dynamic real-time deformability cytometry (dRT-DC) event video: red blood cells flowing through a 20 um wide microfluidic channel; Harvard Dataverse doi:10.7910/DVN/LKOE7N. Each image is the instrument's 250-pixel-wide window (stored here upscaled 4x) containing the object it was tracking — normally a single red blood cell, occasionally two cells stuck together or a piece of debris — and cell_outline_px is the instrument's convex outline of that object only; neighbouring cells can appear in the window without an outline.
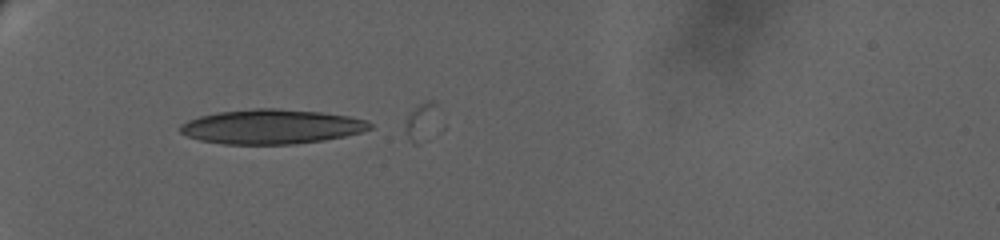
{"species": "human", "species_latin": "Homo sapiens", "temperature_condition": "warm", "stored_images_in_passage": 15, "camera_frame_rate_fps": 3000, "um_per_image_px": 0.085, "donor": {"sex": "female"}, "frame": {"image": 1, "passage_image": 1, "time_ms": 0.0, "image_size_px": [1000, 240], "cell_outline_px": [[372, 128], [360, 132], [344, 136], [324, 140], [296, 144], [224, 144], [200, 140], [188, 136], [180, 132], [180, 124], [188, 120], [200, 116], [216, 112], [256, 108], [276, 108], [320, 112], [348, 116], [368, 120], [372, 124]], "centroid_in_image_um": [23.08, 10.76], "position_along_channel_um": 61.9, "area_um2": 38.21}}
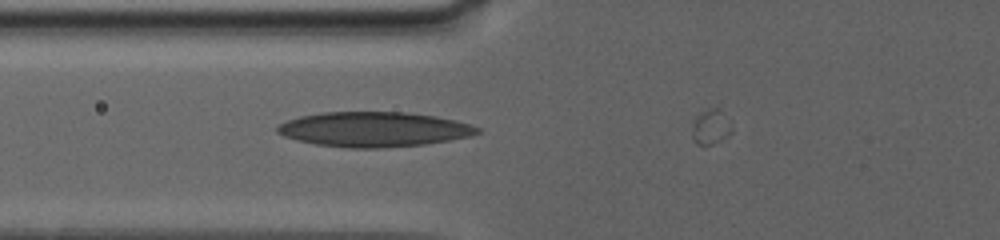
{"frame": {"image": 2, "passage_image": 9, "time_ms": 1.667, "image_size_px": [1000, 240], "cell_outline_px": [[480, 132], [468, 136], [448, 140], [424, 144], [380, 148], [348, 148], [316, 144], [296, 140], [284, 136], [276, 132], [276, 128], [280, 124], [288, 120], [300, 116], [320, 112], [404, 112], [436, 116], [456, 120], [480, 128]], "centroid_in_image_um": [31.74, 10.99], "position_along_channel_um": 94.1, "area_um2": 40.52}}
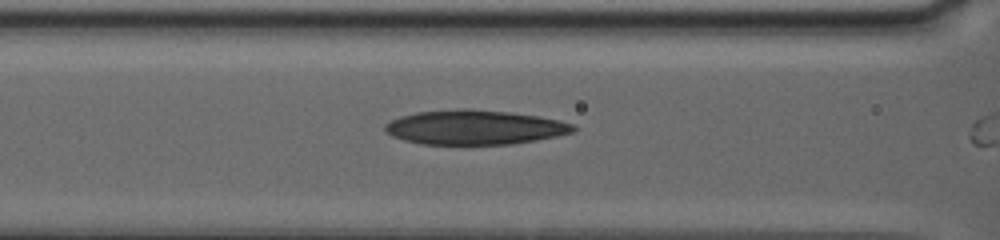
{"frame": {"image": 3, "passage_image": 13, "time_ms": 2.667, "image_size_px": [1000, 240], "cell_outline_px": [[576, 132], [536, 140], [512, 144], [464, 148], [424, 144], [404, 140], [392, 136], [384, 128], [384, 124], [400, 116], [416, 112], [464, 108], [468, 108], [512, 112], [560, 120], [572, 124], [576, 128]], "centroid_in_image_um": [40.34, 10.86], "position_along_channel_um": 126.3, "area_um2": 39.13}}